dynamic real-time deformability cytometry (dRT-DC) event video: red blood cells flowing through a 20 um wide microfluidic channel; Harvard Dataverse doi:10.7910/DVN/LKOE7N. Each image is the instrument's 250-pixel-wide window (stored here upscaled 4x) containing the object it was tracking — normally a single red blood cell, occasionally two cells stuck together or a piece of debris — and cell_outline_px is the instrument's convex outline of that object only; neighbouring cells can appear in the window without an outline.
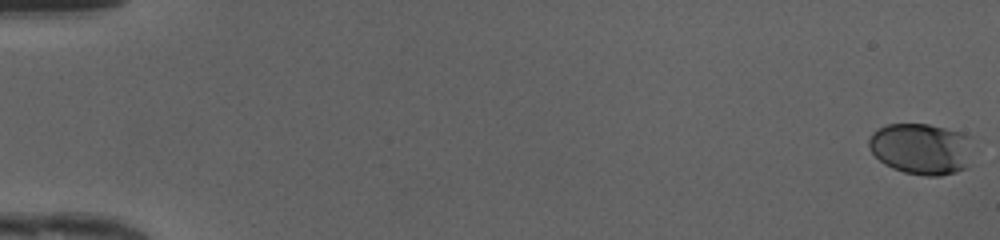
{"species": "human", "species_latin": "Homo sapiens", "temperature_condition": "cold", "stored_images_in_passage": 50, "camera_frame_rate_fps": 3000, "um_per_image_px": 0.085, "donor": {"sex": "female"}, "frame": {"image": 1, "passage_image": 1, "time_ms": 0.0, "image_size_px": [1000, 240], "cell_outline_px": [[972, 136], [968, 168], [956, 172], [940, 176], [924, 176], [904, 172], [892, 168], [884, 164], [872, 152], [868, 144], [868, 140], [872, 132], [888, 124], [928, 124], [964, 132]], "centroid_in_image_um": [78.34, 12.65], "position_along_channel_um": 6.7, "area_um2": 31.44}}
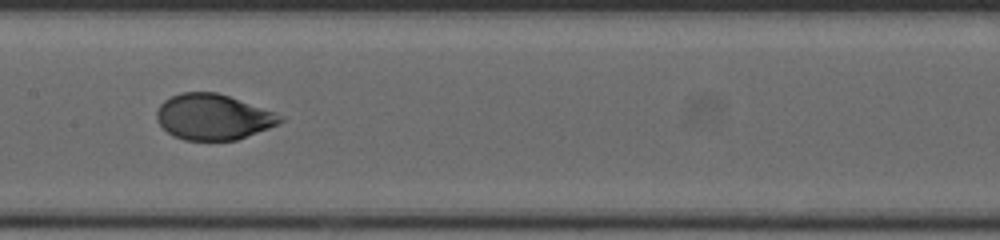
{"frame": {"image": 2, "passage_image": 27, "time_ms": 8.667, "image_size_px": [1000, 240], "cell_outline_px": [[284, 120], [280, 124], [236, 140], [184, 140], [172, 136], [160, 124], [156, 116], [156, 112], [160, 104], [164, 100], [180, 92], [216, 92], [228, 96], [272, 112], [280, 116]], "centroid_in_image_um": [18.07, 9.95], "position_along_channel_um": 189.3, "area_um2": 32.48}}
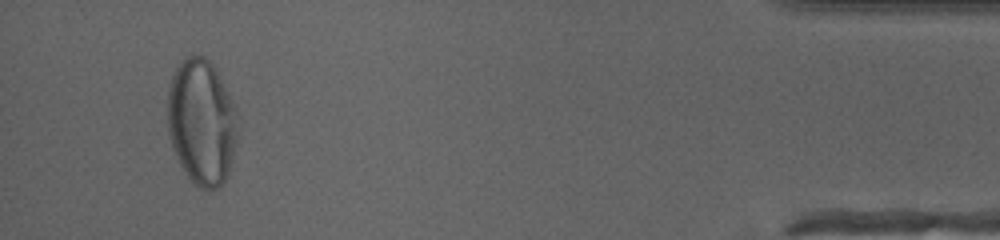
{"frame": {"image": 3, "passage_image": 48, "time_ms": 15.667, "image_size_px": [1000, 240], "cell_outline_px": [[240, 132], [228, 172], [224, 180], [216, 188], [200, 188], [188, 176], [180, 164], [172, 148], [168, 132], [168, 88], [172, 76], [180, 60], [184, 56], [192, 52], [204, 56], [212, 64], [232, 104]], "centroid_in_image_um": [17.11, 10.34], "position_along_channel_um": 418.1, "area_um2": 51.1}, "authors_computed_cell_mechanics": {"area_um2": 33.1194, "velocity_mm_per_s": 4.1949, "shape_relaxation_time_tau1_ms": 3.0986, "shape_relaxation_time_tau2_ms": null, "deformation_change_tau1": 0.1632, "deformation_change_tau2": null}}